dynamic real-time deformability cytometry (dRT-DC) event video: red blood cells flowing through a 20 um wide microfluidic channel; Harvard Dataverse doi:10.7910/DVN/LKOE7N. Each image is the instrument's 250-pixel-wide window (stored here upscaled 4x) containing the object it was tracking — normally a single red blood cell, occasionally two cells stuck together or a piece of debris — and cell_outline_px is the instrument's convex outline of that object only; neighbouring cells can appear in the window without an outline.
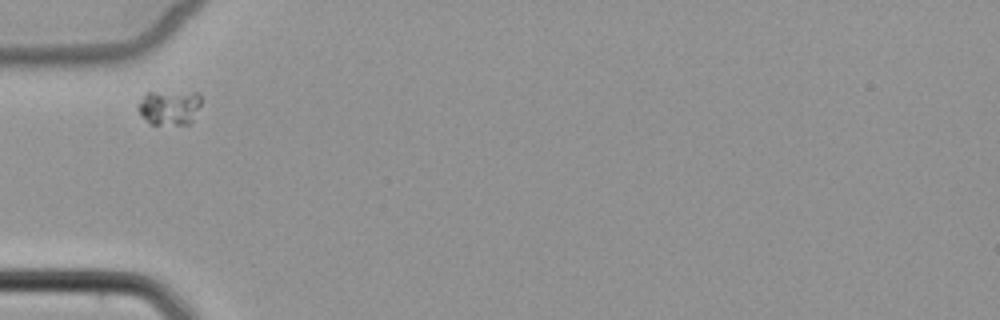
{"species": "common noctule bat (a hibernating species)", "species_latin": "Nyctalus noctula", "temperature_condition": "cold", "stored_images_in_passage": 4, "camera_frame_rate_fps": 3000, "um_per_image_px": 0.085, "animal": {"sex": "female", "body_mass_g": 22.7, "forearm_length_mm": 54.2}, "frame": {"image": 1, "passage_image": 1, "time_ms": 0.0, "image_size_px": [1000, 320], "cell_outline_px": [[200, 104], [192, 120], [188, 124], [148, 124], [140, 116], [136, 108], [140, 100], [148, 92], [200, 92]], "centroid_in_image_um": [14.35, 9.13], "position_along_channel_um": 70.6, "area_um2": 12.89}}
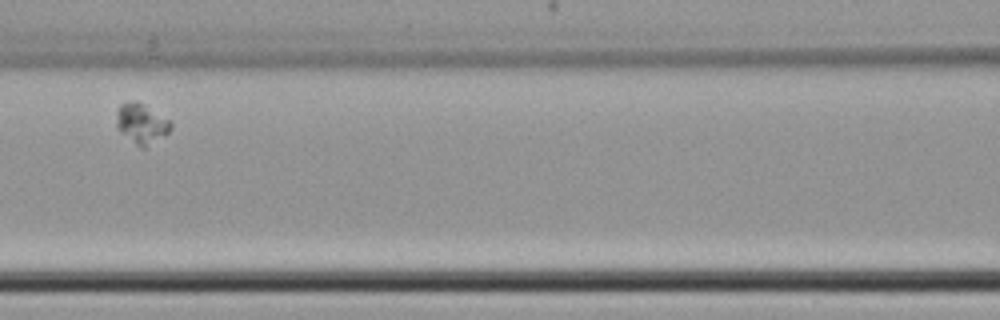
{"frame": {"image": 2, "passage_image": 3, "time_ms": 2.333, "image_size_px": [1000, 320], "cell_outline_px": [[172, 128], [168, 132], [144, 148], [140, 148], [120, 132], [116, 124], [116, 112], [120, 104], [128, 100], [136, 100], [168, 120], [172, 124]], "centroid_in_image_um": [11.97, 10.49], "position_along_channel_um": 154.6, "area_um2": 12.48}}
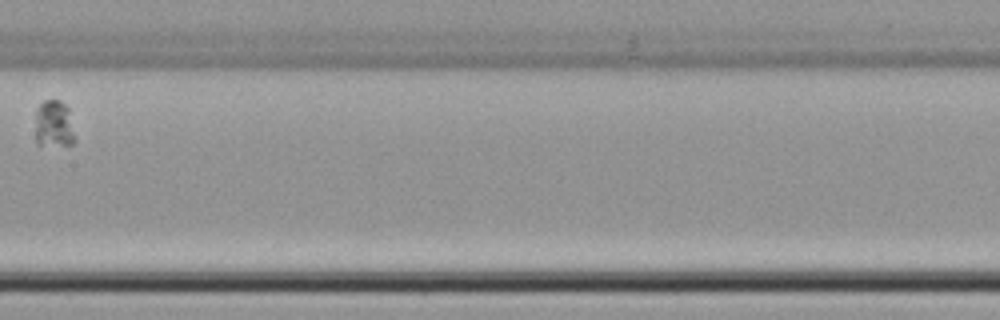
{"frame": {"image": 3, "passage_image": 4, "time_ms": 3.667, "image_size_px": [1000, 320], "cell_outline_px": [[76, 140], [72, 144], [36, 144], [36, 108], [44, 100], [60, 100], [68, 108]], "centroid_in_image_um": [4.58, 10.52], "position_along_channel_um": 202.8, "area_um2": 10.81}}